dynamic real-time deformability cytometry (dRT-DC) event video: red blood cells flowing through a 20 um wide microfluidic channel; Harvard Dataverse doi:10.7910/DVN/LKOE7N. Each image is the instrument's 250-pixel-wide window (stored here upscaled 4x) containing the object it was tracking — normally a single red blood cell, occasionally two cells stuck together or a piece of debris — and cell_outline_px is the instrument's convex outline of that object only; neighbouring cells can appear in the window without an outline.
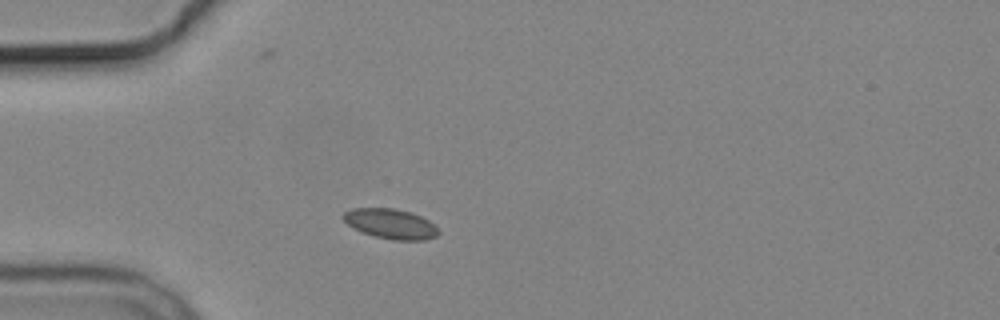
{"species": "common noctule bat (a hibernating species)", "species_latin": "Nyctalus noctula", "temperature_condition": "cold", "stored_images_in_passage": 2, "camera_frame_rate_fps": 3000, "um_per_image_px": 0.085, "animal": {"sex": "male", "body_mass_g": 19.2, "forearm_length_mm": 51.8}, "frame": {"image": 1, "passage_image": 2, "time_ms": 1.0, "image_size_px": [1000, 320], "cell_outline_px": [[440, 232], [436, 236], [424, 240], [392, 240], [376, 236], [352, 228], [340, 216], [344, 212], [352, 208], [396, 208], [420, 216], [428, 220]], "centroid_in_image_um": [33.17, 19.01], "position_along_channel_um": 51.8, "area_um2": 16.47}}